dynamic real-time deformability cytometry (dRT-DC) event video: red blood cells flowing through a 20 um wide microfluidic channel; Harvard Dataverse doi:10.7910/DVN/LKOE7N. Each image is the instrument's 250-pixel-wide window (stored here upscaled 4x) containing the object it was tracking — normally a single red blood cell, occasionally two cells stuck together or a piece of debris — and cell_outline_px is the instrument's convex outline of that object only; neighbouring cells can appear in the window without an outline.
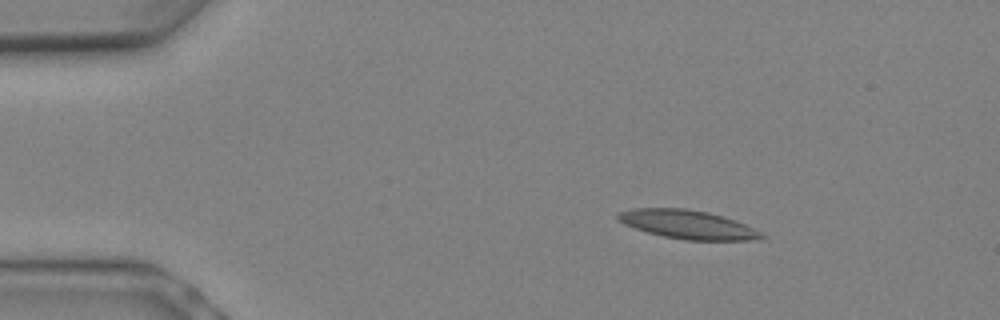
{"species": "Egyptian fruit bat (a non-hibernating species)", "species_latin": "Rousettus aegyptiacus", "temperature_condition": "warm", "stored_images_in_passage": 6, "camera_frame_rate_fps": 3000, "um_per_image_px": 0.085, "animal": {"sex": "female"}, "frame": {"image": 1, "passage_image": 3, "time_ms": 0.667, "image_size_px": [1000, 320], "cell_outline_px": [[768, 236], [748, 240], [684, 240], [664, 236], [648, 232], [624, 224], [616, 216], [616, 212], [632, 208], [684, 208], [708, 212], [724, 216], [744, 224]], "centroid_in_image_um": [58.42, 19.07], "position_along_channel_um": 26.6, "area_um2": 23.81}}
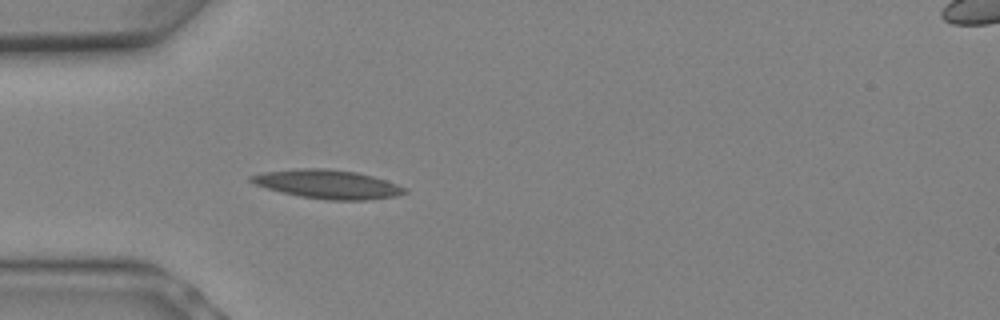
{"frame": {"image": 2, "passage_image": 6, "time_ms": 1.667, "image_size_px": [1000, 320], "cell_outline_px": [[408, 192], [396, 196], [368, 200], [328, 200], [300, 196], [268, 188], [256, 184], [248, 180], [248, 176], [264, 172], [296, 168], [324, 168], [356, 172], [372, 176], [408, 188]], "centroid_in_image_um": [27.87, 15.65], "position_along_channel_um": 57.1, "area_um2": 25.61}}